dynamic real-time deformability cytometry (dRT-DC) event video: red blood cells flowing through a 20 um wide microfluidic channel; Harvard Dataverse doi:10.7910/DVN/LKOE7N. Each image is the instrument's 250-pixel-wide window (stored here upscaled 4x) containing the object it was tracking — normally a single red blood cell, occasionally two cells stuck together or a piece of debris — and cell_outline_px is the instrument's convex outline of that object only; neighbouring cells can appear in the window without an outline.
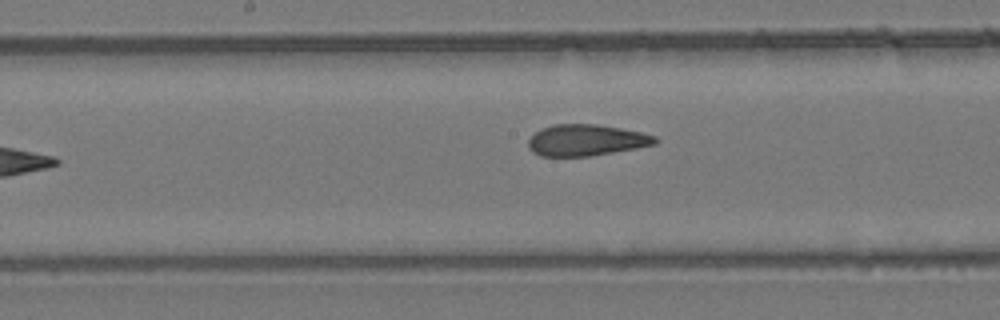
{"species": "common noctule bat (a hibernating species)", "species_latin": "Nyctalus noctula", "temperature_condition": "room temperature", "stored_images_in_passage": 8, "camera_frame_rate_fps": 3000, "um_per_image_px": 0.085, "animal": {"sex": "female", "body_mass_g": 24.6, "forearm_length_mm": 56.2}, "frame": {"image": 1, "passage_image": 8, "time_ms": 8.0, "image_size_px": [1000, 320], "cell_outline_px": [[660, 140], [656, 144], [636, 148], [588, 156], [540, 156], [532, 152], [528, 148], [528, 140], [540, 128], [552, 124], [596, 124], [620, 128], [640, 132], [656, 136]], "centroid_in_image_um": [49.81, 11.91], "position_along_channel_um": 198.4, "area_um2": 23.18}}